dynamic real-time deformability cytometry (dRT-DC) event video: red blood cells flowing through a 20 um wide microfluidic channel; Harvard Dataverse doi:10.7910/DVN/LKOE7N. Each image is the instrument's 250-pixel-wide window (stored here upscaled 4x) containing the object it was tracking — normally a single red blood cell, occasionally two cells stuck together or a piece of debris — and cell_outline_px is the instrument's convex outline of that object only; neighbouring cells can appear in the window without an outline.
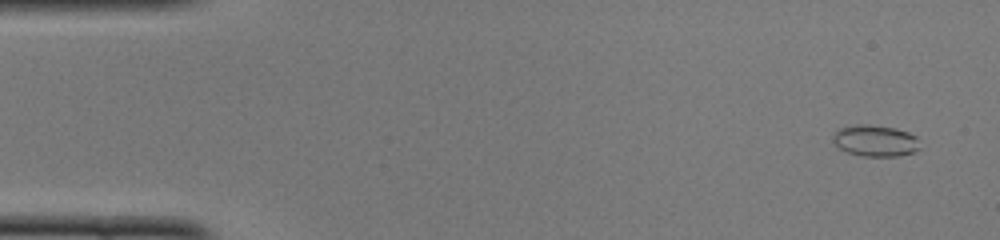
{"species": "common noctule bat (a hibernating species)", "species_latin": "Nyctalus noctula", "temperature_condition": "cold", "stored_images_in_passage": 51, "camera_frame_rate_fps": 3000, "um_per_image_px": 0.085, "animal": {"sex": "female", "body_mass_g": 22.0, "forearm_length_mm": 56.7}, "frame": {"image": 1, "passage_image": 3, "time_ms": 0.667, "image_size_px": [1000, 240], "cell_outline_px": [[920, 148], [912, 152], [900, 156], [860, 156], [848, 152], [840, 148], [832, 140], [832, 136], [840, 128], [856, 124], [868, 124], [896, 128], [908, 132], [916, 136]], "centroid_in_image_um": [74.4, 11.96], "position_along_channel_um": 10.6, "area_um2": 15.9}}
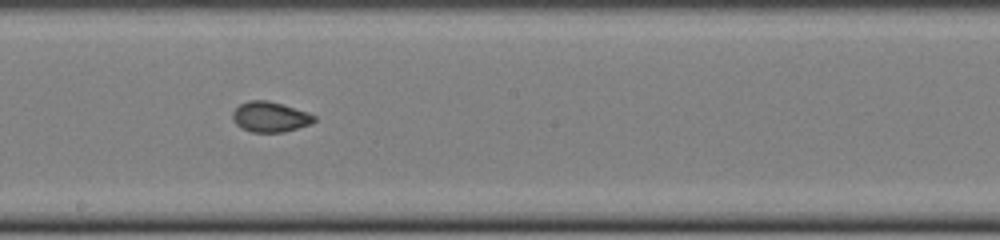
{"frame": {"image": 2, "passage_image": 28, "time_ms": 9.0, "image_size_px": [1000, 240], "cell_outline_px": [[316, 120], [312, 124], [284, 132], [252, 132], [240, 128], [232, 120], [232, 112], [240, 104], [248, 100], [268, 100], [308, 112], [316, 116]], "centroid_in_image_um": [22.96, 9.94], "position_along_channel_um": 225.2, "area_um2": 14.57}}
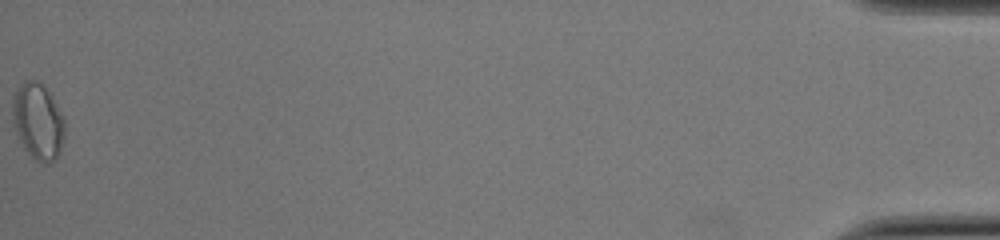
{"frame": {"image": 3, "passage_image": 51, "time_ms": 16.667, "image_size_px": [1000, 240], "cell_outline_px": [[64, 136], [60, 152], [56, 160], [48, 164], [44, 164], [36, 160], [24, 148], [12, 124], [12, 96], [16, 88], [24, 80], [36, 80], [52, 96], [64, 116]], "centroid_in_image_um": [3.22, 10.32], "position_along_channel_um": 432.0, "area_um2": 23.47}, "authors_computed_cell_mechanics": {"area_um2": 14.9702, "velocity_mm_per_s": 4.0011, "shape_relaxation_time_tau1_ms": null, "shape_relaxation_time_tau2_ms": 1.2803, "deformation_change_tau1": null, "deformation_change_tau2": 0.0338}}